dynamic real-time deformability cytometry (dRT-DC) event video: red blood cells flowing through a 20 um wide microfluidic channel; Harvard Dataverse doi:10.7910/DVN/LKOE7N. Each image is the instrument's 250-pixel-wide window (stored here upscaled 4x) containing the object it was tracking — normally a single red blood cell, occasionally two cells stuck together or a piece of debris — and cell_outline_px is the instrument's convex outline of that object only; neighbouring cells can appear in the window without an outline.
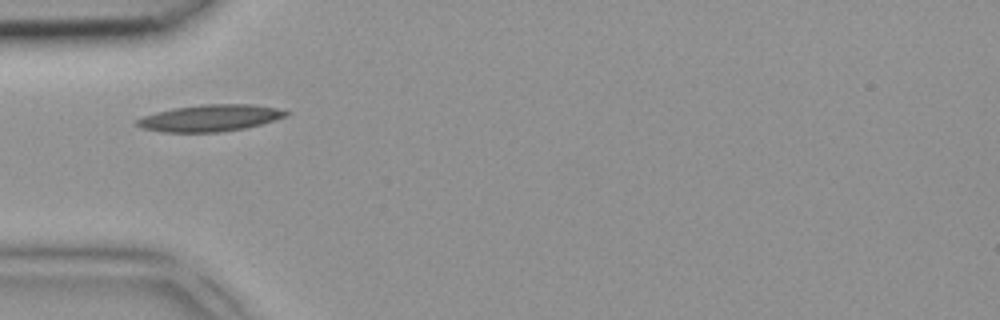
{"species": "common noctule bat (a hibernating species)", "species_latin": "Nyctalus noctula", "temperature_condition": "room temperature", "stored_images_in_passage": 1, "camera_frame_rate_fps": 3000, "um_per_image_px": 0.085, "animal": {"sex": "female", "body_mass_g": 18.4}, "frame": {"image": 1, "passage_image": 1, "time_ms": 0.0, "image_size_px": [1000, 320], "cell_outline_px": [[292, 112], [288, 116], [260, 124], [244, 128], [220, 132], [160, 132], [140, 128], [132, 120], [156, 112], [176, 108], [204, 104], [252, 104], [276, 108]], "centroid_in_image_um": [17.83, 10.03], "position_along_channel_um": 67.2, "area_um2": 23.24}}